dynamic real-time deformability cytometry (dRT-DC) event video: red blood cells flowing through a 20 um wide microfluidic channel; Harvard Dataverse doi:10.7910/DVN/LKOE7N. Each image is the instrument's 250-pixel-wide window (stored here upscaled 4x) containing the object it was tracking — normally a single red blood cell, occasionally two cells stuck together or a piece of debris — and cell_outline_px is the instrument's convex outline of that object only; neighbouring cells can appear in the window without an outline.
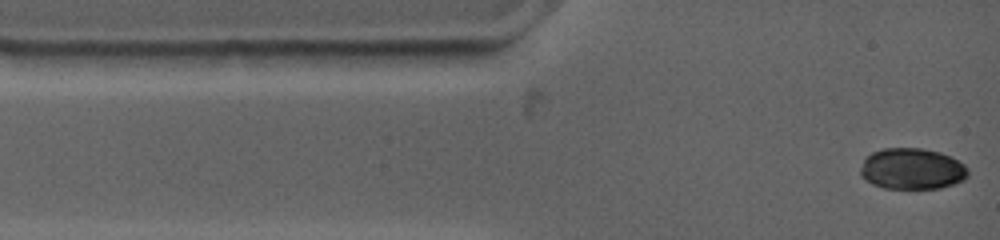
{"species": "common noctule bat (a hibernating species)", "species_latin": "Nyctalus noctula", "temperature_condition": "warm", "stored_images_in_passage": 39, "camera_frame_rate_fps": 4500, "um_per_image_px": 0.085, "animal": {"sex": "female", "body_mass_g": 19.0, "forearm_length_mm": 53.3}, "frame": {"image": 1, "passage_image": 1, "time_ms": 0.0, "image_size_px": [1000, 240], "cell_outline_px": [[968, 176], [964, 180], [940, 188], [884, 188], [872, 184], [864, 180], [860, 176], [860, 168], [864, 156], [872, 152], [884, 148], [920, 148], [940, 152], [964, 164], [968, 168]], "centroid_in_image_um": [77.48, 14.35], "position_along_channel_um": 7.5, "area_um2": 25.95}}
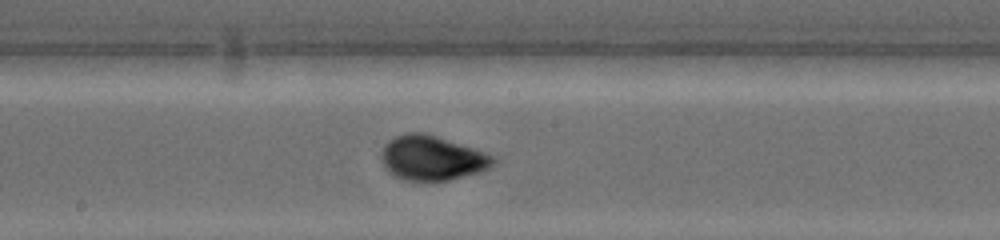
{"frame": {"image": 2, "passage_image": 22, "time_ms": 6.444, "image_size_px": [1000, 240], "cell_outline_px": [[496, 160], [488, 168], [480, 172], [448, 180], [404, 180], [388, 172], [380, 156], [380, 152], [384, 144], [388, 140], [396, 136], [408, 132], [424, 132], [476, 148], [492, 156]], "centroid_in_image_um": [36.7, 13.41], "position_along_channel_um": 211.5, "area_um2": 29.07}}
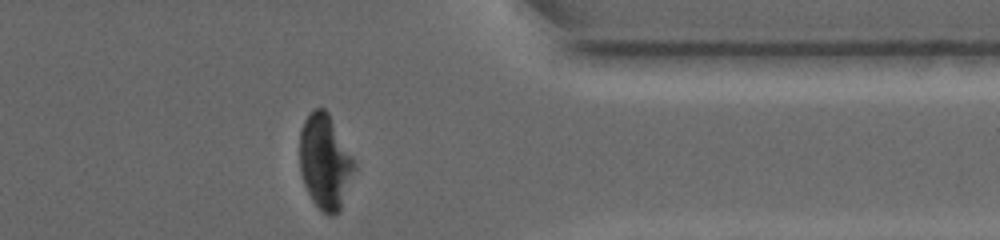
{"frame": {"image": 3, "passage_image": 39, "time_ms": 11.333, "image_size_px": [1000, 240], "cell_outline_px": [[356, 168], [340, 212], [332, 216], [328, 216], [312, 200], [304, 184], [300, 172], [300, 128], [304, 120], [316, 108], [324, 108], [328, 112], [356, 160]], "centroid_in_image_um": [27.66, 13.76], "position_along_channel_um": 383.7, "area_um2": 30.46}, "authors_computed_cell_mechanics": {"area_um2": 28.9, "velocity_mm_per_s": 3.7736, "shape_relaxation_time_tau1_ms": 5.4604, "shape_relaxation_time_tau2_ms": 1.6052, "deformation_change_tau1": 0.119, "deformation_change_tau2": 0.0377}}